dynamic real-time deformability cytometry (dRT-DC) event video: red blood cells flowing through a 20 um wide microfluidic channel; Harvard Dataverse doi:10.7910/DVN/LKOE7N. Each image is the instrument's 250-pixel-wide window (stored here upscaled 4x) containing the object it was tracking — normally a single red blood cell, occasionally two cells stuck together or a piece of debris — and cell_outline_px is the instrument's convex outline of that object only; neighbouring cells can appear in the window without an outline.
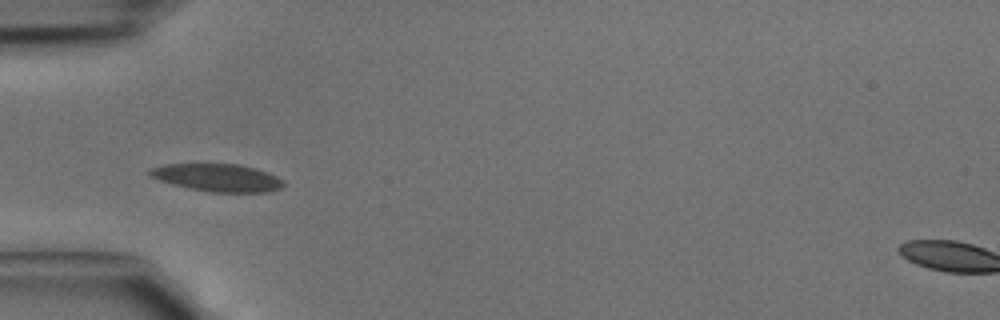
{"species": "common noctule bat (a hibernating species)", "species_latin": "Nyctalus noctula", "temperature_condition": "cold", "stored_images_in_passage": 4, "camera_frame_rate_fps": 3000, "um_per_image_px": 0.085, "animal": {"sex": "male", "body_mass_g": 15.6}, "frame": {"image": 1, "passage_image": 3, "time_ms": 0.667, "image_size_px": [1000, 320], "cell_outline_px": [[284, 184], [280, 188], [268, 192], [212, 192], [172, 184], [160, 180], [152, 176], [148, 172], [148, 168], [164, 164], [236, 164], [256, 168], [268, 172], [284, 180]], "centroid_in_image_um": [18.5, 15.09], "position_along_channel_um": 66.5, "area_um2": 21.39}}